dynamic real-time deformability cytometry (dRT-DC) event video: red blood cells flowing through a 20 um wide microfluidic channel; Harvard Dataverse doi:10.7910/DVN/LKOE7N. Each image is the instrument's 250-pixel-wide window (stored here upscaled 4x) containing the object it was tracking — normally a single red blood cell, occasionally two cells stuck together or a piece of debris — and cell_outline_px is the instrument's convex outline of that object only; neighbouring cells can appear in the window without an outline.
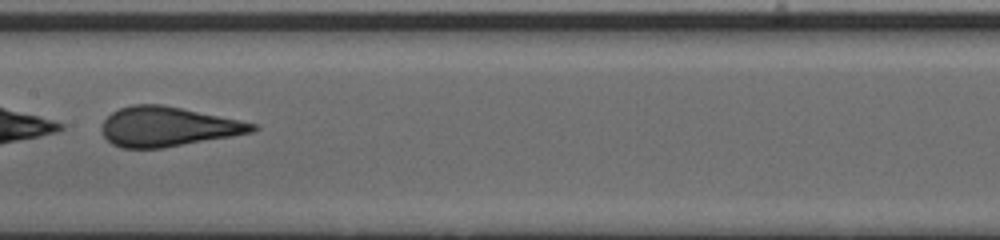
{"species": "human", "species_latin": "Homo sapiens", "temperature_condition": "cold", "stored_images_in_passage": 52, "segment_of_instrument_passage": [2, 2], "camera_frame_rate_fps": 3000, "um_per_image_px": 0.085, "donor": {"sex": "male"}, "frame": {"image": 1, "passage_image": 29, "time_ms": 9.333, "image_size_px": [1000, 240], "cell_outline_px": [[260, 128], [252, 132], [232, 136], [164, 148], [120, 148], [112, 144], [104, 136], [100, 128], [100, 124], [112, 112], [120, 108], [132, 104], [160, 104], [260, 124]], "centroid_in_image_um": [14.25, 10.77], "position_along_channel_um": 193.1, "area_um2": 34.85}}
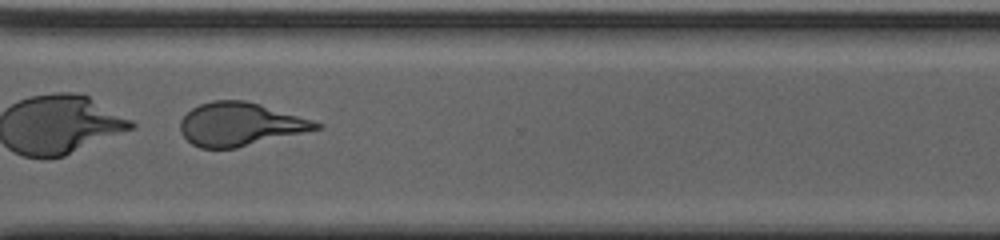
{"frame": {"image": 2, "passage_image": 41, "time_ms": 13.333, "image_size_px": [1000, 240], "cell_outline_px": [[324, 124], [320, 128], [236, 148], [200, 148], [192, 144], [180, 132], [180, 120], [192, 108], [200, 104], [212, 100], [244, 100], [260, 104], [312, 120]], "centroid_in_image_um": [20.37, 10.56], "position_along_channel_um": 350.2, "area_um2": 33.87}}